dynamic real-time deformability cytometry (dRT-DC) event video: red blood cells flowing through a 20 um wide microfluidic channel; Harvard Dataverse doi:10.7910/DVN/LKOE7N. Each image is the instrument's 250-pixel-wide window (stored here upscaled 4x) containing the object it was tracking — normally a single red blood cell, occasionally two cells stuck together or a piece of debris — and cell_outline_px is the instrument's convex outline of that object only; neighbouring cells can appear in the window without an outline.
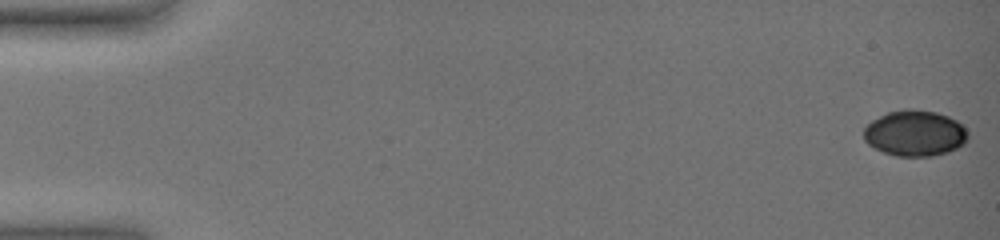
{"species": "common noctule bat (a hibernating species)", "species_latin": "Nyctalus noctula", "temperature_condition": "warm", "stored_images_in_passage": 56, "camera_frame_rate_fps": 3000, "um_per_image_px": 0.085, "animal": {"sex": "female", "body_mass_g": 19.0, "forearm_length_mm": 51.5}, "frame": {"image": 1, "passage_image": 1, "time_ms": 0.0, "image_size_px": [1000, 240], "cell_outline_px": [[968, 140], [964, 144], [948, 152], [932, 156], [896, 156], [884, 152], [868, 144], [864, 140], [864, 128], [872, 120], [888, 112], [904, 108], [912, 108], [936, 112], [948, 116], [956, 120], [968, 132]], "centroid_in_image_um": [77.77, 11.32], "position_along_channel_um": 7.2, "area_um2": 27.92}}
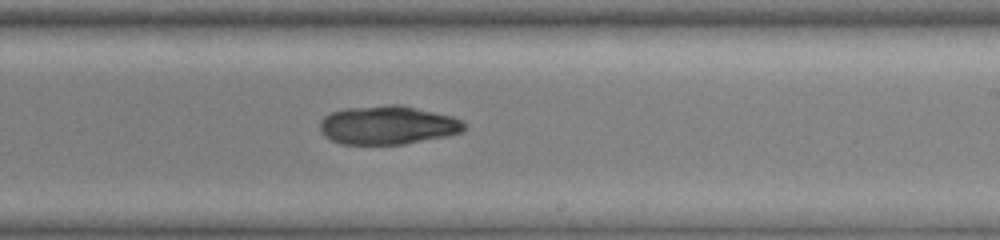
{"frame": {"image": 2, "passage_image": 37, "time_ms": 12.0, "image_size_px": [1000, 240], "cell_outline_px": [[464, 132], [448, 136], [404, 144], [340, 144], [324, 136], [320, 132], [320, 120], [324, 116], [332, 112], [348, 108], [388, 104], [400, 104], [452, 116], [460, 120], [464, 124]], "centroid_in_image_um": [32.95, 10.64], "position_along_channel_um": 256.1, "area_um2": 32.6}}
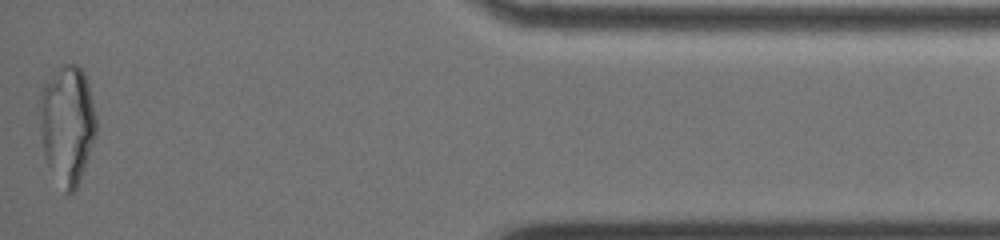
{"frame": {"image": 3, "passage_image": 56, "time_ms": 18.333, "image_size_px": [1000, 240], "cell_outline_px": [[96, 136], [84, 168], [76, 188], [72, 192], [64, 192], [48, 164], [44, 156], [40, 132], [40, 92], [44, 84], [56, 68], [64, 64], [76, 64], [84, 72], [88, 84], [96, 116]], "centroid_in_image_um": [5.71, 10.55], "position_along_channel_um": 429.5, "area_um2": 38.96}}